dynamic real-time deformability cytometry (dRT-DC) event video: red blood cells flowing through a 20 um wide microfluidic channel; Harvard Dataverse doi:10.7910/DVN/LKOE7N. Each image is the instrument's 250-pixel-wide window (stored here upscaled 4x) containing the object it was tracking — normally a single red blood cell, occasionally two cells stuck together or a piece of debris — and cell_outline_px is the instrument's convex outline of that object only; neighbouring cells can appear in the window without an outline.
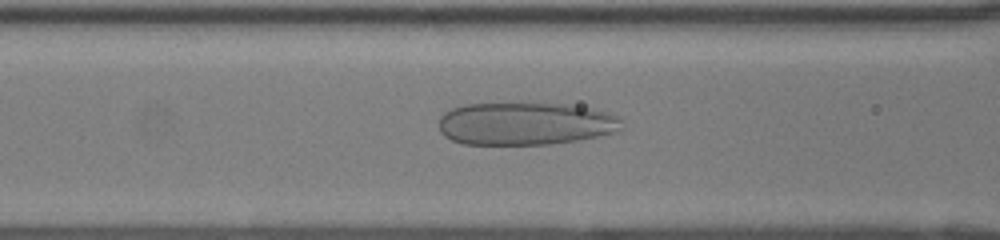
{"species": "human", "species_latin": "Homo sapiens", "temperature_condition": "room temperature", "stored_images_in_passage": 52, "camera_frame_rate_fps": 3000, "um_per_image_px": 0.085, "donor": {"sex": "female"}, "frame": {"image": 1, "passage_image": 24, "time_ms": 7.667, "image_size_px": [1000, 240], "cell_outline_px": [[620, 128], [616, 132], [576, 140], [552, 144], [464, 144], [452, 140], [444, 136], [440, 132], [440, 116], [444, 112], [452, 108], [468, 104], [568, 104], [592, 108], [608, 112], [616, 116], [620, 120]], "centroid_in_image_um": [44.63, 10.51], "position_along_channel_um": 122.0, "area_um2": 45.26}}
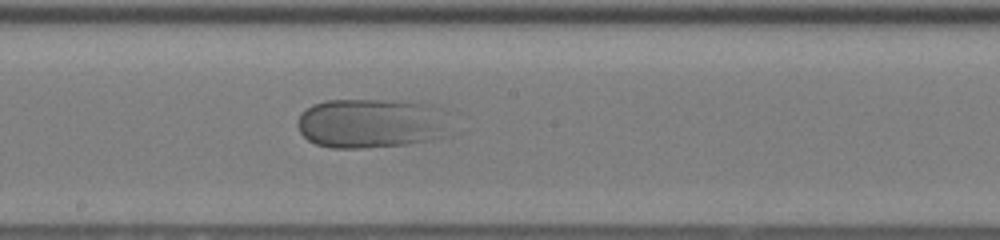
{"frame": {"image": 2, "passage_image": 31, "time_ms": 10.0, "image_size_px": [1000, 240], "cell_outline_px": [[444, 136], [408, 144], [360, 148], [332, 148], [316, 144], [308, 140], [300, 132], [296, 124], [300, 116], [312, 104], [324, 100], [384, 100], [428, 104], [440, 108], [444, 132]], "centroid_in_image_um": [31.42, 10.48], "position_along_channel_um": 216.8, "area_um2": 43.35}}
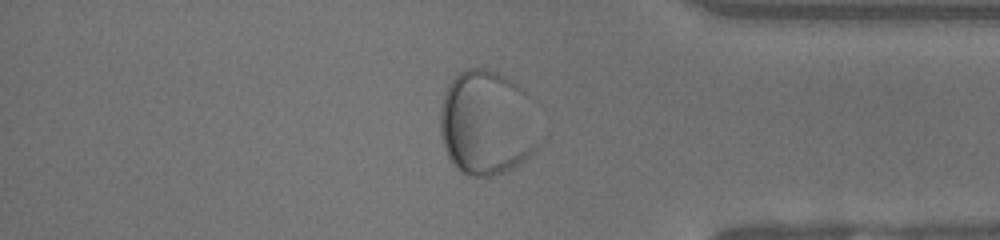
{"frame": {"image": 3, "passage_image": 45, "time_ms": 14.667, "image_size_px": [1000, 240], "cell_outline_px": [[540, 140], [536, 148], [524, 160], [512, 168], [492, 176], [468, 176], [460, 172], [456, 168], [448, 156], [444, 148], [440, 132], [440, 108], [444, 92], [448, 84], [464, 68], [484, 68], [496, 72], [504, 76], [524, 88], [528, 96]], "centroid_in_image_um": [41.35, 10.45], "position_along_channel_um": 393.8, "area_um2": 60.75}}